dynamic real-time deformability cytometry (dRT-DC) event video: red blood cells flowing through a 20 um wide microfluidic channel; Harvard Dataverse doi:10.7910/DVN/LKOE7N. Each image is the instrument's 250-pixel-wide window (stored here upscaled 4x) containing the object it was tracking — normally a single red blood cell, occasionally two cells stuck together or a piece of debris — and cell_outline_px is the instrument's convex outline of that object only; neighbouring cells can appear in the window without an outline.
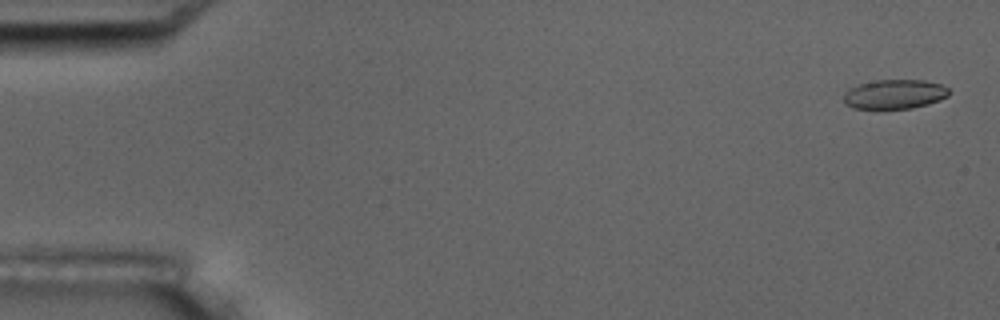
{"species": "common noctule bat (a hibernating species)", "species_latin": "Nyctalus noctula", "temperature_condition": "room temperature", "stored_images_in_passage": 3, "camera_frame_rate_fps": 3000, "um_per_image_px": 0.085, "animal": {"sex": "male", "body_mass_g": 17.5, "forearm_length_mm": 52.3}, "frame": {"image": 1, "passage_image": 1, "time_ms": 0.0, "image_size_px": [1000, 320], "cell_outline_px": [[948, 96], [940, 100], [928, 104], [912, 108], [852, 108], [844, 104], [844, 92], [860, 84], [876, 80], [924, 80], [940, 84], [948, 88]], "centroid_in_image_um": [76.04, 8.01], "position_along_channel_um": 9.0, "area_um2": 17.86}}